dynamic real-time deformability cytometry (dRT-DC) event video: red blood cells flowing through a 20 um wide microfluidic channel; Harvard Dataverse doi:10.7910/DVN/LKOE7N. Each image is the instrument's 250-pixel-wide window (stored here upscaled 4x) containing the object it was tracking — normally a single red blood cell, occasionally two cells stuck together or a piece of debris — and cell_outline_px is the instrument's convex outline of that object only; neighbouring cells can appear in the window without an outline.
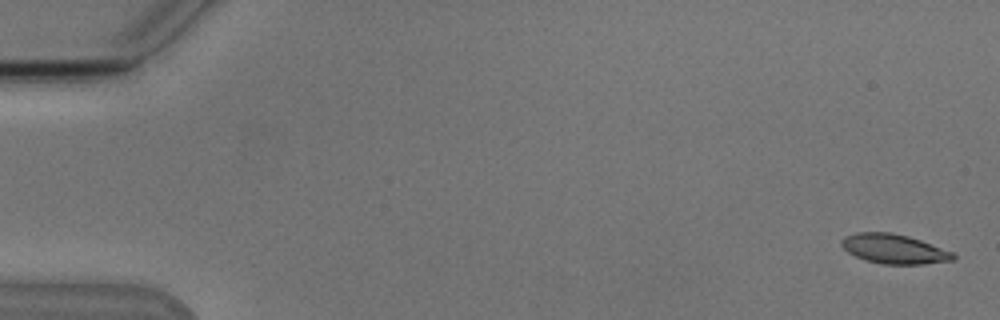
{"species": "Egyptian fruit bat (a non-hibernating species)", "species_latin": "Rousettus aegyptiacus", "temperature_condition": "cold", "stored_images_in_passage": 6, "camera_frame_rate_fps": 3000, "um_per_image_px": 0.085, "animal": {"sex": "male"}, "frame": {"image": 1, "passage_image": 1, "time_ms": 0.0, "image_size_px": [1000, 320], "cell_outline_px": [[956, 260], [924, 264], [884, 264], [864, 260], [848, 252], [840, 244], [840, 240], [856, 232], [892, 232], [908, 236], [920, 240], [952, 252], [956, 256]], "centroid_in_image_um": [76.0, 21.16], "position_along_channel_um": 9.0, "area_um2": 19.13}}
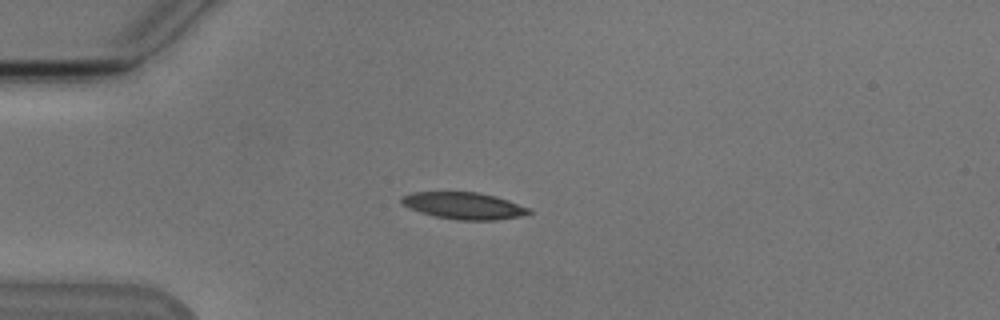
{"frame": {"image": 2, "passage_image": 5, "time_ms": 4.333, "image_size_px": [1000, 320], "cell_outline_px": [[532, 212], [520, 216], [496, 220], [456, 220], [436, 216], [420, 212], [404, 204], [400, 200], [400, 196], [412, 192], [476, 192], [496, 196], [508, 200], [528, 208]], "centroid_in_image_um": [39.42, 17.48], "position_along_channel_um": 45.6, "area_um2": 19.71}}